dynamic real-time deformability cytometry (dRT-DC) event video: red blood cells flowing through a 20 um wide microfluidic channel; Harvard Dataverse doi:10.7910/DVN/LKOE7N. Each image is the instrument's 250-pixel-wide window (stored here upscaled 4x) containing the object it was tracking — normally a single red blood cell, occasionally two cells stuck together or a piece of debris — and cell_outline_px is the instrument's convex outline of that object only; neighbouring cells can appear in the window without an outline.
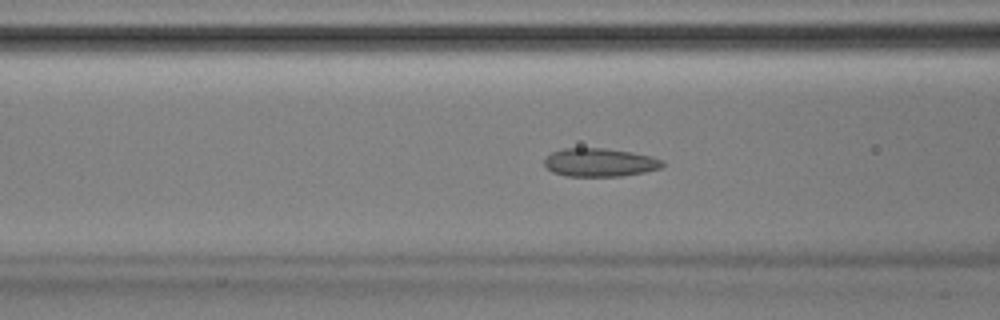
{"species": "Egyptian fruit bat (a non-hibernating species)", "species_latin": "Rousettus aegyptiacus", "temperature_condition": "room temperature", "stored_images_in_passage": 53, "camera_frame_rate_fps": 3000, "um_per_image_px": 0.085, "animal": {"sex": "male"}, "frame": {"image": 1, "passage_image": 21, "time_ms": 6.667, "image_size_px": [1000, 320], "cell_outline_px": [[664, 164], [660, 168], [644, 172], [620, 176], [568, 176], [552, 172], [544, 164], [544, 160], [552, 152], [564, 148], [604, 148], [632, 152], [652, 156], [660, 160]], "centroid_in_image_um": [50.96, 13.8], "position_along_channel_um": 115.6, "area_um2": 19.36}}
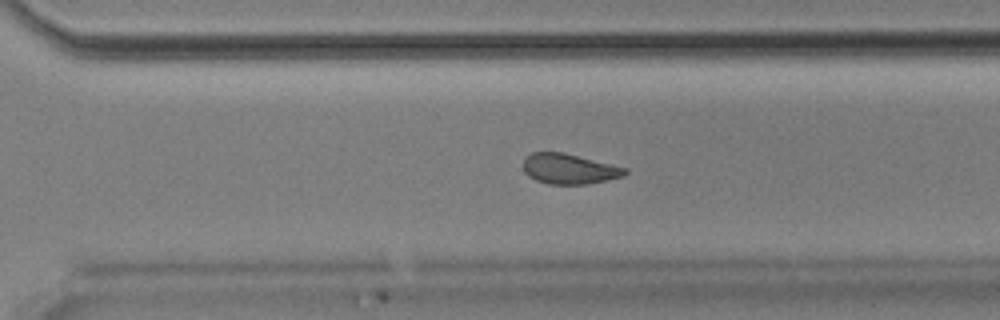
{"frame": {"image": 2, "passage_image": 37, "time_ms": 12.0, "image_size_px": [1000, 320], "cell_outline_px": [[628, 172], [624, 176], [584, 184], [548, 184], [536, 180], [528, 176], [524, 172], [524, 156], [532, 152], [564, 152], [628, 168]], "centroid_in_image_um": [48.36, 14.34], "position_along_channel_um": 322.2, "area_um2": 17.98}}
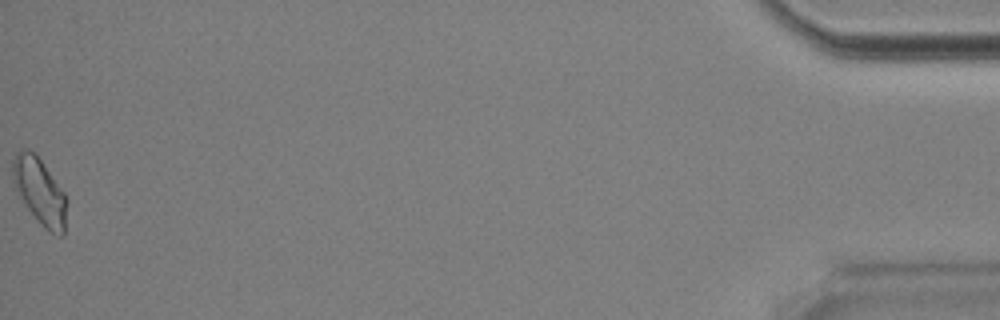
{"frame": {"image": 3, "passage_image": 53, "time_ms": 17.333, "image_size_px": [1000, 320], "cell_outline_px": [[68, 204], [64, 236], [60, 236], [44, 228], [28, 208], [20, 196], [12, 176], [12, 160], [16, 152], [20, 148], [28, 148], [36, 152], [64, 192], [68, 200]], "centroid_in_image_um": [3.41, 16.22], "position_along_channel_um": 431.8, "area_um2": 21.1}, "authors_computed_cell_mechanics": {"area_um2": 19.4208, "velocity_mm_per_s": 3.8798, "shape_relaxation_time_tau1_ms": null, "shape_relaxation_time_tau2_ms": 2.1404, "deformation_change_tau1": null, "deformation_change_tau2": 0.0722}}